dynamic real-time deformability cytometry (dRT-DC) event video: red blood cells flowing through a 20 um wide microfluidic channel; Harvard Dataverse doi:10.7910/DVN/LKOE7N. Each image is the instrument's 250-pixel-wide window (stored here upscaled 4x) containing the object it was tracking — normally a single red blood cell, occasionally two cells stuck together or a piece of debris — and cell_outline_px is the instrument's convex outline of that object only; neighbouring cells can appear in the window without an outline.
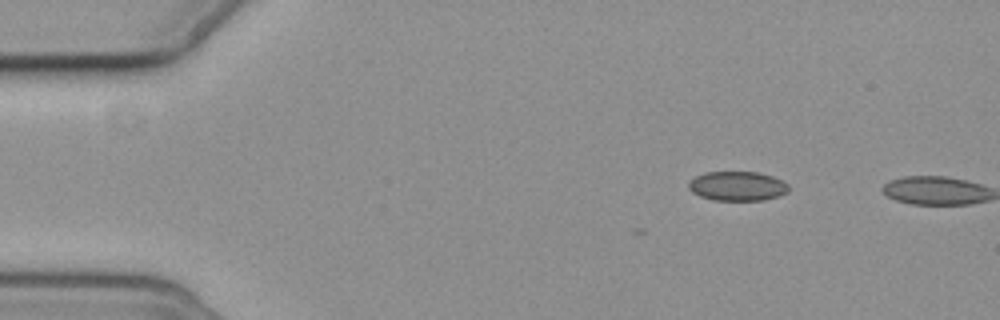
{"species": "common noctule bat (a hibernating species)", "species_latin": "Nyctalus noctula", "temperature_condition": "cold", "stored_images_in_passage": 3, "camera_frame_rate_fps": 3000, "um_per_image_px": 0.085, "animal": {"sex": "female", "body_mass_g": 19.3, "forearm_length_mm": 54.1}, "frame": {"image": 1, "passage_image": 1, "time_ms": 0.0, "image_size_px": [1000, 320], "cell_outline_px": [[788, 192], [780, 196], [764, 200], [712, 200], [700, 196], [692, 192], [688, 188], [688, 180], [704, 172], [760, 172], [784, 180], [788, 184]], "centroid_in_image_um": [62.68, 15.81], "position_along_channel_um": 22.3, "area_um2": 17.4}}